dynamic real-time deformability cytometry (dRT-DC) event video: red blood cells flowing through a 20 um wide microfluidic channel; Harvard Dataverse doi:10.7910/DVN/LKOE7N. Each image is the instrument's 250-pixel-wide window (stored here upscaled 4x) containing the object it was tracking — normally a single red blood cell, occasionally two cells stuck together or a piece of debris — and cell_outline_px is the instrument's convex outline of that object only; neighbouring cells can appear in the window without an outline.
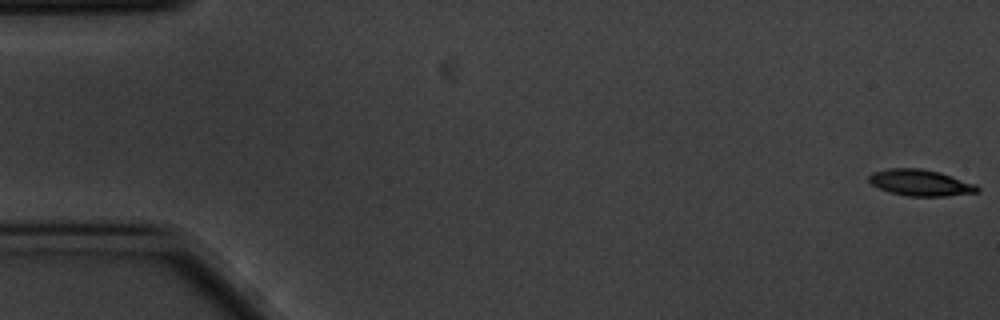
{"species": "common noctule bat (a hibernating species)", "species_latin": "Nyctalus noctula", "temperature_condition": "cold", "stored_images_in_passage": 58, "camera_frame_rate_fps": 3000, "um_per_image_px": 0.085, "animal": {"sex": "male", "body_mass_g": 20.1, "forearm_length_mm": 53.5}, "frame": {"image": 1, "passage_image": 1, "time_ms": 0.0, "image_size_px": [1000, 320], "cell_outline_px": [[980, 192], [948, 196], [908, 196], [888, 192], [872, 184], [868, 180], [868, 176], [872, 172], [888, 168], [920, 168], [940, 172], [976, 184], [980, 188]], "centroid_in_image_um": [78.25, 15.53], "position_along_channel_um": 6.7, "area_um2": 16.76}}
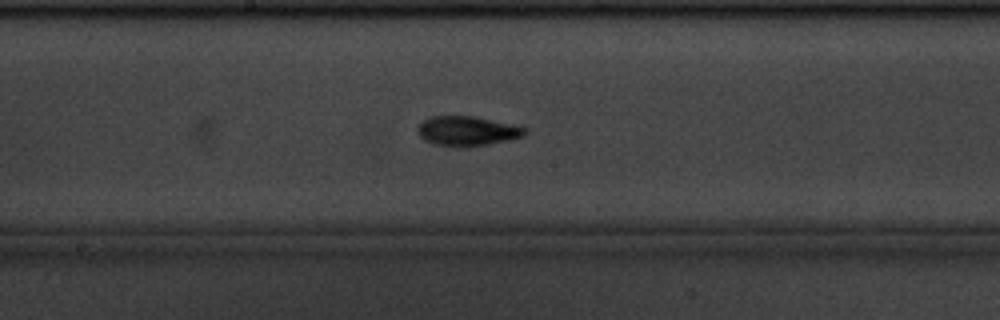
{"frame": {"image": 2, "passage_image": 30, "time_ms": 9.667, "image_size_px": [1000, 320], "cell_outline_px": [[528, 132], [524, 136], [512, 140], [464, 148], [460, 148], [432, 144], [424, 140], [420, 136], [416, 128], [420, 120], [432, 116], [476, 116], [520, 124], [528, 128]], "centroid_in_image_um": [39.77, 11.13], "position_along_channel_um": 208.4, "area_um2": 19.48}}
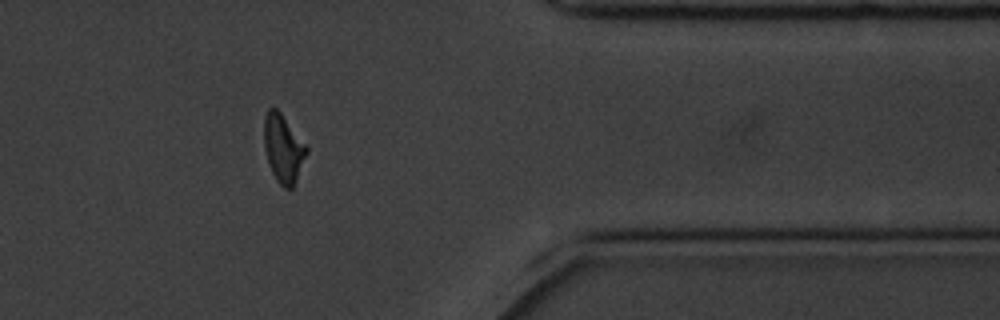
{"frame": {"image": 3, "passage_image": 47, "time_ms": 15.333, "image_size_px": [1000, 320], "cell_outline_px": [[308, 152], [296, 180], [292, 188], [284, 188], [276, 180], [272, 172], [264, 148], [264, 116], [268, 108], [276, 108], [280, 112], [308, 148]], "centroid_in_image_um": [24.07, 12.62], "position_along_channel_um": 387.3, "area_um2": 16.59}, "authors_computed_cell_mechanics": {"area_um2": 16.7909, "velocity_mm_per_s": 3.475, "shape_relaxation_time_tau1_ms": 3.1759, "shape_relaxation_time_tau2_ms": 7.7542, "deformation_change_tau1": 0.1297, "deformation_change_tau2": 0.142}}